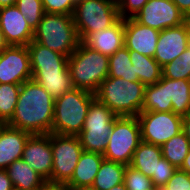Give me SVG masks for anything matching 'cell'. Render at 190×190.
I'll list each match as a JSON object with an SVG mask.
<instances>
[{
    "instance_id": "cell-25",
    "label": "cell",
    "mask_w": 190,
    "mask_h": 190,
    "mask_svg": "<svg viewBox=\"0 0 190 190\" xmlns=\"http://www.w3.org/2000/svg\"><path fill=\"white\" fill-rule=\"evenodd\" d=\"M125 168L126 165L104 159L91 188L95 190H109L115 185L123 183Z\"/></svg>"
},
{
    "instance_id": "cell-32",
    "label": "cell",
    "mask_w": 190,
    "mask_h": 190,
    "mask_svg": "<svg viewBox=\"0 0 190 190\" xmlns=\"http://www.w3.org/2000/svg\"><path fill=\"white\" fill-rule=\"evenodd\" d=\"M15 5L35 30L45 14L42 0H17Z\"/></svg>"
},
{
    "instance_id": "cell-8",
    "label": "cell",
    "mask_w": 190,
    "mask_h": 190,
    "mask_svg": "<svg viewBox=\"0 0 190 190\" xmlns=\"http://www.w3.org/2000/svg\"><path fill=\"white\" fill-rule=\"evenodd\" d=\"M140 142L141 127L138 118L120 116L114 121L103 157L128 166Z\"/></svg>"
},
{
    "instance_id": "cell-14",
    "label": "cell",
    "mask_w": 190,
    "mask_h": 190,
    "mask_svg": "<svg viewBox=\"0 0 190 190\" xmlns=\"http://www.w3.org/2000/svg\"><path fill=\"white\" fill-rule=\"evenodd\" d=\"M189 30L186 23L160 31L154 59L163 67L180 58L189 42Z\"/></svg>"
},
{
    "instance_id": "cell-3",
    "label": "cell",
    "mask_w": 190,
    "mask_h": 190,
    "mask_svg": "<svg viewBox=\"0 0 190 190\" xmlns=\"http://www.w3.org/2000/svg\"><path fill=\"white\" fill-rule=\"evenodd\" d=\"M108 63V56L80 41L76 50L68 57V68L74 88L95 94L101 82L108 77Z\"/></svg>"
},
{
    "instance_id": "cell-49",
    "label": "cell",
    "mask_w": 190,
    "mask_h": 190,
    "mask_svg": "<svg viewBox=\"0 0 190 190\" xmlns=\"http://www.w3.org/2000/svg\"><path fill=\"white\" fill-rule=\"evenodd\" d=\"M5 126V123L0 119V130Z\"/></svg>"
},
{
    "instance_id": "cell-39",
    "label": "cell",
    "mask_w": 190,
    "mask_h": 190,
    "mask_svg": "<svg viewBox=\"0 0 190 190\" xmlns=\"http://www.w3.org/2000/svg\"><path fill=\"white\" fill-rule=\"evenodd\" d=\"M0 190H14L6 169H0Z\"/></svg>"
},
{
    "instance_id": "cell-29",
    "label": "cell",
    "mask_w": 190,
    "mask_h": 190,
    "mask_svg": "<svg viewBox=\"0 0 190 190\" xmlns=\"http://www.w3.org/2000/svg\"><path fill=\"white\" fill-rule=\"evenodd\" d=\"M27 48L31 66L68 65V57L32 40Z\"/></svg>"
},
{
    "instance_id": "cell-26",
    "label": "cell",
    "mask_w": 190,
    "mask_h": 190,
    "mask_svg": "<svg viewBox=\"0 0 190 190\" xmlns=\"http://www.w3.org/2000/svg\"><path fill=\"white\" fill-rule=\"evenodd\" d=\"M168 94L173 113L182 117L190 114V80L168 79Z\"/></svg>"
},
{
    "instance_id": "cell-23",
    "label": "cell",
    "mask_w": 190,
    "mask_h": 190,
    "mask_svg": "<svg viewBox=\"0 0 190 190\" xmlns=\"http://www.w3.org/2000/svg\"><path fill=\"white\" fill-rule=\"evenodd\" d=\"M129 55L141 83L147 86L155 84L161 79L162 67L153 57L140 54L135 50H129Z\"/></svg>"
},
{
    "instance_id": "cell-50",
    "label": "cell",
    "mask_w": 190,
    "mask_h": 190,
    "mask_svg": "<svg viewBox=\"0 0 190 190\" xmlns=\"http://www.w3.org/2000/svg\"><path fill=\"white\" fill-rule=\"evenodd\" d=\"M188 48L190 49V37H189V42H188Z\"/></svg>"
},
{
    "instance_id": "cell-12",
    "label": "cell",
    "mask_w": 190,
    "mask_h": 190,
    "mask_svg": "<svg viewBox=\"0 0 190 190\" xmlns=\"http://www.w3.org/2000/svg\"><path fill=\"white\" fill-rule=\"evenodd\" d=\"M32 79L27 46L9 45L0 52V83L21 85Z\"/></svg>"
},
{
    "instance_id": "cell-21",
    "label": "cell",
    "mask_w": 190,
    "mask_h": 190,
    "mask_svg": "<svg viewBox=\"0 0 190 190\" xmlns=\"http://www.w3.org/2000/svg\"><path fill=\"white\" fill-rule=\"evenodd\" d=\"M162 157L161 146L141 141L134 151L130 166L145 176H157L158 161Z\"/></svg>"
},
{
    "instance_id": "cell-27",
    "label": "cell",
    "mask_w": 190,
    "mask_h": 190,
    "mask_svg": "<svg viewBox=\"0 0 190 190\" xmlns=\"http://www.w3.org/2000/svg\"><path fill=\"white\" fill-rule=\"evenodd\" d=\"M108 66V77L122 78L132 82L139 81L134 65L130 60L129 50L125 46L109 57Z\"/></svg>"
},
{
    "instance_id": "cell-22",
    "label": "cell",
    "mask_w": 190,
    "mask_h": 190,
    "mask_svg": "<svg viewBox=\"0 0 190 190\" xmlns=\"http://www.w3.org/2000/svg\"><path fill=\"white\" fill-rule=\"evenodd\" d=\"M170 112L172 102L169 101L168 78L161 79L152 85L145 87L144 104L141 112Z\"/></svg>"
},
{
    "instance_id": "cell-2",
    "label": "cell",
    "mask_w": 190,
    "mask_h": 190,
    "mask_svg": "<svg viewBox=\"0 0 190 190\" xmlns=\"http://www.w3.org/2000/svg\"><path fill=\"white\" fill-rule=\"evenodd\" d=\"M145 85L140 81L107 77L95 93L116 116L137 117L144 104Z\"/></svg>"
},
{
    "instance_id": "cell-10",
    "label": "cell",
    "mask_w": 190,
    "mask_h": 190,
    "mask_svg": "<svg viewBox=\"0 0 190 190\" xmlns=\"http://www.w3.org/2000/svg\"><path fill=\"white\" fill-rule=\"evenodd\" d=\"M141 141L162 146L182 132V116L170 112H140Z\"/></svg>"
},
{
    "instance_id": "cell-30",
    "label": "cell",
    "mask_w": 190,
    "mask_h": 190,
    "mask_svg": "<svg viewBox=\"0 0 190 190\" xmlns=\"http://www.w3.org/2000/svg\"><path fill=\"white\" fill-rule=\"evenodd\" d=\"M21 85L0 83V119L7 124L14 115Z\"/></svg>"
},
{
    "instance_id": "cell-11",
    "label": "cell",
    "mask_w": 190,
    "mask_h": 190,
    "mask_svg": "<svg viewBox=\"0 0 190 190\" xmlns=\"http://www.w3.org/2000/svg\"><path fill=\"white\" fill-rule=\"evenodd\" d=\"M133 18L158 31L185 23V16L172 0H149Z\"/></svg>"
},
{
    "instance_id": "cell-16",
    "label": "cell",
    "mask_w": 190,
    "mask_h": 190,
    "mask_svg": "<svg viewBox=\"0 0 190 190\" xmlns=\"http://www.w3.org/2000/svg\"><path fill=\"white\" fill-rule=\"evenodd\" d=\"M160 31L141 25L134 18L124 19V46L140 54L154 57Z\"/></svg>"
},
{
    "instance_id": "cell-5",
    "label": "cell",
    "mask_w": 190,
    "mask_h": 190,
    "mask_svg": "<svg viewBox=\"0 0 190 190\" xmlns=\"http://www.w3.org/2000/svg\"><path fill=\"white\" fill-rule=\"evenodd\" d=\"M33 40L69 57L80 43L73 15L45 13Z\"/></svg>"
},
{
    "instance_id": "cell-37",
    "label": "cell",
    "mask_w": 190,
    "mask_h": 190,
    "mask_svg": "<svg viewBox=\"0 0 190 190\" xmlns=\"http://www.w3.org/2000/svg\"><path fill=\"white\" fill-rule=\"evenodd\" d=\"M149 0H118L120 18H133Z\"/></svg>"
},
{
    "instance_id": "cell-38",
    "label": "cell",
    "mask_w": 190,
    "mask_h": 190,
    "mask_svg": "<svg viewBox=\"0 0 190 190\" xmlns=\"http://www.w3.org/2000/svg\"><path fill=\"white\" fill-rule=\"evenodd\" d=\"M32 73L69 72L68 65L31 66Z\"/></svg>"
},
{
    "instance_id": "cell-6",
    "label": "cell",
    "mask_w": 190,
    "mask_h": 190,
    "mask_svg": "<svg viewBox=\"0 0 190 190\" xmlns=\"http://www.w3.org/2000/svg\"><path fill=\"white\" fill-rule=\"evenodd\" d=\"M120 19L116 0H77L73 13L80 41L90 33L109 28Z\"/></svg>"
},
{
    "instance_id": "cell-46",
    "label": "cell",
    "mask_w": 190,
    "mask_h": 190,
    "mask_svg": "<svg viewBox=\"0 0 190 190\" xmlns=\"http://www.w3.org/2000/svg\"><path fill=\"white\" fill-rule=\"evenodd\" d=\"M109 190H127V189H126L124 182H123V183H120L118 185H115L114 187H112Z\"/></svg>"
},
{
    "instance_id": "cell-40",
    "label": "cell",
    "mask_w": 190,
    "mask_h": 190,
    "mask_svg": "<svg viewBox=\"0 0 190 190\" xmlns=\"http://www.w3.org/2000/svg\"><path fill=\"white\" fill-rule=\"evenodd\" d=\"M179 8L181 13L187 17L190 15V0H172Z\"/></svg>"
},
{
    "instance_id": "cell-17",
    "label": "cell",
    "mask_w": 190,
    "mask_h": 190,
    "mask_svg": "<svg viewBox=\"0 0 190 190\" xmlns=\"http://www.w3.org/2000/svg\"><path fill=\"white\" fill-rule=\"evenodd\" d=\"M82 42L110 57L124 46V19L120 18L109 28L90 33Z\"/></svg>"
},
{
    "instance_id": "cell-42",
    "label": "cell",
    "mask_w": 190,
    "mask_h": 190,
    "mask_svg": "<svg viewBox=\"0 0 190 190\" xmlns=\"http://www.w3.org/2000/svg\"><path fill=\"white\" fill-rule=\"evenodd\" d=\"M40 190H70L66 185L64 184H54L46 182Z\"/></svg>"
},
{
    "instance_id": "cell-7",
    "label": "cell",
    "mask_w": 190,
    "mask_h": 190,
    "mask_svg": "<svg viewBox=\"0 0 190 190\" xmlns=\"http://www.w3.org/2000/svg\"><path fill=\"white\" fill-rule=\"evenodd\" d=\"M116 116L95 98L89 107L82 131L77 135L84 151L104 154Z\"/></svg>"
},
{
    "instance_id": "cell-45",
    "label": "cell",
    "mask_w": 190,
    "mask_h": 190,
    "mask_svg": "<svg viewBox=\"0 0 190 190\" xmlns=\"http://www.w3.org/2000/svg\"><path fill=\"white\" fill-rule=\"evenodd\" d=\"M17 0H0V8L14 6Z\"/></svg>"
},
{
    "instance_id": "cell-35",
    "label": "cell",
    "mask_w": 190,
    "mask_h": 190,
    "mask_svg": "<svg viewBox=\"0 0 190 190\" xmlns=\"http://www.w3.org/2000/svg\"><path fill=\"white\" fill-rule=\"evenodd\" d=\"M45 13L73 15L76 0H42Z\"/></svg>"
},
{
    "instance_id": "cell-47",
    "label": "cell",
    "mask_w": 190,
    "mask_h": 190,
    "mask_svg": "<svg viewBox=\"0 0 190 190\" xmlns=\"http://www.w3.org/2000/svg\"><path fill=\"white\" fill-rule=\"evenodd\" d=\"M185 23L187 24L188 26V30H189V34H190V15L185 17Z\"/></svg>"
},
{
    "instance_id": "cell-33",
    "label": "cell",
    "mask_w": 190,
    "mask_h": 190,
    "mask_svg": "<svg viewBox=\"0 0 190 190\" xmlns=\"http://www.w3.org/2000/svg\"><path fill=\"white\" fill-rule=\"evenodd\" d=\"M123 182L127 190H156L150 177L130 165L125 168Z\"/></svg>"
},
{
    "instance_id": "cell-24",
    "label": "cell",
    "mask_w": 190,
    "mask_h": 190,
    "mask_svg": "<svg viewBox=\"0 0 190 190\" xmlns=\"http://www.w3.org/2000/svg\"><path fill=\"white\" fill-rule=\"evenodd\" d=\"M32 79L54 99L74 88L70 72L32 73Z\"/></svg>"
},
{
    "instance_id": "cell-15",
    "label": "cell",
    "mask_w": 190,
    "mask_h": 190,
    "mask_svg": "<svg viewBox=\"0 0 190 190\" xmlns=\"http://www.w3.org/2000/svg\"><path fill=\"white\" fill-rule=\"evenodd\" d=\"M0 28L9 45L27 46L34 38V30L16 5L0 8Z\"/></svg>"
},
{
    "instance_id": "cell-28",
    "label": "cell",
    "mask_w": 190,
    "mask_h": 190,
    "mask_svg": "<svg viewBox=\"0 0 190 190\" xmlns=\"http://www.w3.org/2000/svg\"><path fill=\"white\" fill-rule=\"evenodd\" d=\"M162 156L175 168H181L190 150V142L183 132L173 136L161 146Z\"/></svg>"
},
{
    "instance_id": "cell-41",
    "label": "cell",
    "mask_w": 190,
    "mask_h": 190,
    "mask_svg": "<svg viewBox=\"0 0 190 190\" xmlns=\"http://www.w3.org/2000/svg\"><path fill=\"white\" fill-rule=\"evenodd\" d=\"M182 132L190 142V114L182 117Z\"/></svg>"
},
{
    "instance_id": "cell-1",
    "label": "cell",
    "mask_w": 190,
    "mask_h": 190,
    "mask_svg": "<svg viewBox=\"0 0 190 190\" xmlns=\"http://www.w3.org/2000/svg\"><path fill=\"white\" fill-rule=\"evenodd\" d=\"M55 99L36 81L21 84L15 112L7 123L31 135L52 133Z\"/></svg>"
},
{
    "instance_id": "cell-36",
    "label": "cell",
    "mask_w": 190,
    "mask_h": 190,
    "mask_svg": "<svg viewBox=\"0 0 190 190\" xmlns=\"http://www.w3.org/2000/svg\"><path fill=\"white\" fill-rule=\"evenodd\" d=\"M160 190H190V175L178 168Z\"/></svg>"
},
{
    "instance_id": "cell-19",
    "label": "cell",
    "mask_w": 190,
    "mask_h": 190,
    "mask_svg": "<svg viewBox=\"0 0 190 190\" xmlns=\"http://www.w3.org/2000/svg\"><path fill=\"white\" fill-rule=\"evenodd\" d=\"M104 159L102 154L83 151L66 186L69 189L91 187Z\"/></svg>"
},
{
    "instance_id": "cell-44",
    "label": "cell",
    "mask_w": 190,
    "mask_h": 190,
    "mask_svg": "<svg viewBox=\"0 0 190 190\" xmlns=\"http://www.w3.org/2000/svg\"><path fill=\"white\" fill-rule=\"evenodd\" d=\"M8 46H9V44L6 42L4 34L0 28V52H2Z\"/></svg>"
},
{
    "instance_id": "cell-20",
    "label": "cell",
    "mask_w": 190,
    "mask_h": 190,
    "mask_svg": "<svg viewBox=\"0 0 190 190\" xmlns=\"http://www.w3.org/2000/svg\"><path fill=\"white\" fill-rule=\"evenodd\" d=\"M14 190H40L47 182L22 158L13 161L7 168Z\"/></svg>"
},
{
    "instance_id": "cell-43",
    "label": "cell",
    "mask_w": 190,
    "mask_h": 190,
    "mask_svg": "<svg viewBox=\"0 0 190 190\" xmlns=\"http://www.w3.org/2000/svg\"><path fill=\"white\" fill-rule=\"evenodd\" d=\"M180 169L187 172L190 175V150L187 156L185 157L184 163L182 164Z\"/></svg>"
},
{
    "instance_id": "cell-9",
    "label": "cell",
    "mask_w": 190,
    "mask_h": 190,
    "mask_svg": "<svg viewBox=\"0 0 190 190\" xmlns=\"http://www.w3.org/2000/svg\"><path fill=\"white\" fill-rule=\"evenodd\" d=\"M53 156L51 183L66 185L84 151L78 136L50 133Z\"/></svg>"
},
{
    "instance_id": "cell-31",
    "label": "cell",
    "mask_w": 190,
    "mask_h": 190,
    "mask_svg": "<svg viewBox=\"0 0 190 190\" xmlns=\"http://www.w3.org/2000/svg\"><path fill=\"white\" fill-rule=\"evenodd\" d=\"M162 76L174 80H190V49L188 47L180 58L162 67Z\"/></svg>"
},
{
    "instance_id": "cell-34",
    "label": "cell",
    "mask_w": 190,
    "mask_h": 190,
    "mask_svg": "<svg viewBox=\"0 0 190 190\" xmlns=\"http://www.w3.org/2000/svg\"><path fill=\"white\" fill-rule=\"evenodd\" d=\"M175 168L168 160L161 158L158 161L157 176H151L152 184L156 190L163 188L168 180L173 176Z\"/></svg>"
},
{
    "instance_id": "cell-18",
    "label": "cell",
    "mask_w": 190,
    "mask_h": 190,
    "mask_svg": "<svg viewBox=\"0 0 190 190\" xmlns=\"http://www.w3.org/2000/svg\"><path fill=\"white\" fill-rule=\"evenodd\" d=\"M30 133L5 124L0 130V169H6L13 161L22 158Z\"/></svg>"
},
{
    "instance_id": "cell-48",
    "label": "cell",
    "mask_w": 190,
    "mask_h": 190,
    "mask_svg": "<svg viewBox=\"0 0 190 190\" xmlns=\"http://www.w3.org/2000/svg\"><path fill=\"white\" fill-rule=\"evenodd\" d=\"M70 190H95L91 187H86V188H77V189H70Z\"/></svg>"
},
{
    "instance_id": "cell-4",
    "label": "cell",
    "mask_w": 190,
    "mask_h": 190,
    "mask_svg": "<svg viewBox=\"0 0 190 190\" xmlns=\"http://www.w3.org/2000/svg\"><path fill=\"white\" fill-rule=\"evenodd\" d=\"M95 98L94 93L73 88L55 99L52 133L77 136Z\"/></svg>"
},
{
    "instance_id": "cell-13",
    "label": "cell",
    "mask_w": 190,
    "mask_h": 190,
    "mask_svg": "<svg viewBox=\"0 0 190 190\" xmlns=\"http://www.w3.org/2000/svg\"><path fill=\"white\" fill-rule=\"evenodd\" d=\"M22 159L51 183L53 156L50 134L31 135L24 146Z\"/></svg>"
}]
</instances>
